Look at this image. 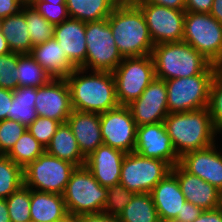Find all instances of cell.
<instances>
[{
  "label": "cell",
  "instance_id": "cell-1",
  "mask_svg": "<svg viewBox=\"0 0 222 222\" xmlns=\"http://www.w3.org/2000/svg\"><path fill=\"white\" fill-rule=\"evenodd\" d=\"M65 79L73 110L100 114L119 106L112 72L75 68Z\"/></svg>",
  "mask_w": 222,
  "mask_h": 222
},
{
  "label": "cell",
  "instance_id": "cell-2",
  "mask_svg": "<svg viewBox=\"0 0 222 222\" xmlns=\"http://www.w3.org/2000/svg\"><path fill=\"white\" fill-rule=\"evenodd\" d=\"M107 20L123 58L152 54L154 43L146 19L134 2L118 3Z\"/></svg>",
  "mask_w": 222,
  "mask_h": 222
},
{
  "label": "cell",
  "instance_id": "cell-3",
  "mask_svg": "<svg viewBox=\"0 0 222 222\" xmlns=\"http://www.w3.org/2000/svg\"><path fill=\"white\" fill-rule=\"evenodd\" d=\"M164 125L179 157L213 145L220 134L213 125L208 108L169 113Z\"/></svg>",
  "mask_w": 222,
  "mask_h": 222
},
{
  "label": "cell",
  "instance_id": "cell-4",
  "mask_svg": "<svg viewBox=\"0 0 222 222\" xmlns=\"http://www.w3.org/2000/svg\"><path fill=\"white\" fill-rule=\"evenodd\" d=\"M151 55L156 77L163 80L217 72L220 69L183 41L154 45Z\"/></svg>",
  "mask_w": 222,
  "mask_h": 222
},
{
  "label": "cell",
  "instance_id": "cell-5",
  "mask_svg": "<svg viewBox=\"0 0 222 222\" xmlns=\"http://www.w3.org/2000/svg\"><path fill=\"white\" fill-rule=\"evenodd\" d=\"M67 212L74 215L103 212L107 188L85 167H76L63 193Z\"/></svg>",
  "mask_w": 222,
  "mask_h": 222
},
{
  "label": "cell",
  "instance_id": "cell-6",
  "mask_svg": "<svg viewBox=\"0 0 222 222\" xmlns=\"http://www.w3.org/2000/svg\"><path fill=\"white\" fill-rule=\"evenodd\" d=\"M182 41L222 68V24L210 13L186 12Z\"/></svg>",
  "mask_w": 222,
  "mask_h": 222
},
{
  "label": "cell",
  "instance_id": "cell-7",
  "mask_svg": "<svg viewBox=\"0 0 222 222\" xmlns=\"http://www.w3.org/2000/svg\"><path fill=\"white\" fill-rule=\"evenodd\" d=\"M112 74L117 101L127 106L156 78L152 55L124 57Z\"/></svg>",
  "mask_w": 222,
  "mask_h": 222
},
{
  "label": "cell",
  "instance_id": "cell-8",
  "mask_svg": "<svg viewBox=\"0 0 222 222\" xmlns=\"http://www.w3.org/2000/svg\"><path fill=\"white\" fill-rule=\"evenodd\" d=\"M86 60L80 67L89 71L113 72L123 60L107 18L86 23Z\"/></svg>",
  "mask_w": 222,
  "mask_h": 222
},
{
  "label": "cell",
  "instance_id": "cell-9",
  "mask_svg": "<svg viewBox=\"0 0 222 222\" xmlns=\"http://www.w3.org/2000/svg\"><path fill=\"white\" fill-rule=\"evenodd\" d=\"M76 167L45 151L23 168L24 185L32 190L63 195Z\"/></svg>",
  "mask_w": 222,
  "mask_h": 222
},
{
  "label": "cell",
  "instance_id": "cell-10",
  "mask_svg": "<svg viewBox=\"0 0 222 222\" xmlns=\"http://www.w3.org/2000/svg\"><path fill=\"white\" fill-rule=\"evenodd\" d=\"M217 72H202L191 77L165 80L169 113L207 108L209 91Z\"/></svg>",
  "mask_w": 222,
  "mask_h": 222
},
{
  "label": "cell",
  "instance_id": "cell-11",
  "mask_svg": "<svg viewBox=\"0 0 222 222\" xmlns=\"http://www.w3.org/2000/svg\"><path fill=\"white\" fill-rule=\"evenodd\" d=\"M171 169L163 160L143 157L135 151L126 153L121 166L120 183L135 194L150 193Z\"/></svg>",
  "mask_w": 222,
  "mask_h": 222
},
{
  "label": "cell",
  "instance_id": "cell-12",
  "mask_svg": "<svg viewBox=\"0 0 222 222\" xmlns=\"http://www.w3.org/2000/svg\"><path fill=\"white\" fill-rule=\"evenodd\" d=\"M143 12L154 45L181 42L185 10H177L147 2H134Z\"/></svg>",
  "mask_w": 222,
  "mask_h": 222
},
{
  "label": "cell",
  "instance_id": "cell-13",
  "mask_svg": "<svg viewBox=\"0 0 222 222\" xmlns=\"http://www.w3.org/2000/svg\"><path fill=\"white\" fill-rule=\"evenodd\" d=\"M103 144L124 151L134 152L136 143V123L128 106L100 113Z\"/></svg>",
  "mask_w": 222,
  "mask_h": 222
},
{
  "label": "cell",
  "instance_id": "cell-14",
  "mask_svg": "<svg viewBox=\"0 0 222 222\" xmlns=\"http://www.w3.org/2000/svg\"><path fill=\"white\" fill-rule=\"evenodd\" d=\"M35 109L39 117L66 123L73 108L70 88L65 78H52L36 88Z\"/></svg>",
  "mask_w": 222,
  "mask_h": 222
},
{
  "label": "cell",
  "instance_id": "cell-15",
  "mask_svg": "<svg viewBox=\"0 0 222 222\" xmlns=\"http://www.w3.org/2000/svg\"><path fill=\"white\" fill-rule=\"evenodd\" d=\"M136 126L164 122L169 114L165 80L155 78L138 99L127 105Z\"/></svg>",
  "mask_w": 222,
  "mask_h": 222
},
{
  "label": "cell",
  "instance_id": "cell-16",
  "mask_svg": "<svg viewBox=\"0 0 222 222\" xmlns=\"http://www.w3.org/2000/svg\"><path fill=\"white\" fill-rule=\"evenodd\" d=\"M134 151L143 157L163 160L171 167L178 164L180 160L164 122L138 126Z\"/></svg>",
  "mask_w": 222,
  "mask_h": 222
},
{
  "label": "cell",
  "instance_id": "cell-17",
  "mask_svg": "<svg viewBox=\"0 0 222 222\" xmlns=\"http://www.w3.org/2000/svg\"><path fill=\"white\" fill-rule=\"evenodd\" d=\"M216 145L186 152L180 157L179 164L222 192V148L218 149Z\"/></svg>",
  "mask_w": 222,
  "mask_h": 222
},
{
  "label": "cell",
  "instance_id": "cell-18",
  "mask_svg": "<svg viewBox=\"0 0 222 222\" xmlns=\"http://www.w3.org/2000/svg\"><path fill=\"white\" fill-rule=\"evenodd\" d=\"M171 172L177 177L181 192L187 202L202 210H213L222 203V192L200 177L187 172L179 163L172 167Z\"/></svg>",
  "mask_w": 222,
  "mask_h": 222
},
{
  "label": "cell",
  "instance_id": "cell-19",
  "mask_svg": "<svg viewBox=\"0 0 222 222\" xmlns=\"http://www.w3.org/2000/svg\"><path fill=\"white\" fill-rule=\"evenodd\" d=\"M126 153L102 144L86 157L85 167L103 187L120 183L121 166Z\"/></svg>",
  "mask_w": 222,
  "mask_h": 222
},
{
  "label": "cell",
  "instance_id": "cell-20",
  "mask_svg": "<svg viewBox=\"0 0 222 222\" xmlns=\"http://www.w3.org/2000/svg\"><path fill=\"white\" fill-rule=\"evenodd\" d=\"M85 30L86 23L73 18L55 25L54 39L75 68H80L86 60Z\"/></svg>",
  "mask_w": 222,
  "mask_h": 222
},
{
  "label": "cell",
  "instance_id": "cell-21",
  "mask_svg": "<svg viewBox=\"0 0 222 222\" xmlns=\"http://www.w3.org/2000/svg\"><path fill=\"white\" fill-rule=\"evenodd\" d=\"M67 123L85 157L103 144L99 113L73 110Z\"/></svg>",
  "mask_w": 222,
  "mask_h": 222
},
{
  "label": "cell",
  "instance_id": "cell-22",
  "mask_svg": "<svg viewBox=\"0 0 222 222\" xmlns=\"http://www.w3.org/2000/svg\"><path fill=\"white\" fill-rule=\"evenodd\" d=\"M160 219H176L186 202L177 177L170 172L150 192Z\"/></svg>",
  "mask_w": 222,
  "mask_h": 222
},
{
  "label": "cell",
  "instance_id": "cell-23",
  "mask_svg": "<svg viewBox=\"0 0 222 222\" xmlns=\"http://www.w3.org/2000/svg\"><path fill=\"white\" fill-rule=\"evenodd\" d=\"M29 54L53 78H65L75 69L54 38L33 46Z\"/></svg>",
  "mask_w": 222,
  "mask_h": 222
},
{
  "label": "cell",
  "instance_id": "cell-24",
  "mask_svg": "<svg viewBox=\"0 0 222 222\" xmlns=\"http://www.w3.org/2000/svg\"><path fill=\"white\" fill-rule=\"evenodd\" d=\"M68 214L63 195L30 189V215L36 222H57Z\"/></svg>",
  "mask_w": 222,
  "mask_h": 222
},
{
  "label": "cell",
  "instance_id": "cell-25",
  "mask_svg": "<svg viewBox=\"0 0 222 222\" xmlns=\"http://www.w3.org/2000/svg\"><path fill=\"white\" fill-rule=\"evenodd\" d=\"M45 150L49 155L73 163L77 167L85 165L86 157L82 154L67 122L60 124Z\"/></svg>",
  "mask_w": 222,
  "mask_h": 222
},
{
  "label": "cell",
  "instance_id": "cell-26",
  "mask_svg": "<svg viewBox=\"0 0 222 222\" xmlns=\"http://www.w3.org/2000/svg\"><path fill=\"white\" fill-rule=\"evenodd\" d=\"M0 30L13 53L29 54L33 48L22 11L0 20Z\"/></svg>",
  "mask_w": 222,
  "mask_h": 222
},
{
  "label": "cell",
  "instance_id": "cell-27",
  "mask_svg": "<svg viewBox=\"0 0 222 222\" xmlns=\"http://www.w3.org/2000/svg\"><path fill=\"white\" fill-rule=\"evenodd\" d=\"M118 3L117 0H66L69 18L85 23L108 18Z\"/></svg>",
  "mask_w": 222,
  "mask_h": 222
},
{
  "label": "cell",
  "instance_id": "cell-28",
  "mask_svg": "<svg viewBox=\"0 0 222 222\" xmlns=\"http://www.w3.org/2000/svg\"><path fill=\"white\" fill-rule=\"evenodd\" d=\"M35 99V87H17L13 90V101L8 112V119L20 122L27 128L38 117Z\"/></svg>",
  "mask_w": 222,
  "mask_h": 222
},
{
  "label": "cell",
  "instance_id": "cell-29",
  "mask_svg": "<svg viewBox=\"0 0 222 222\" xmlns=\"http://www.w3.org/2000/svg\"><path fill=\"white\" fill-rule=\"evenodd\" d=\"M118 217L121 222H159L160 220L150 193L135 194Z\"/></svg>",
  "mask_w": 222,
  "mask_h": 222
},
{
  "label": "cell",
  "instance_id": "cell-30",
  "mask_svg": "<svg viewBox=\"0 0 222 222\" xmlns=\"http://www.w3.org/2000/svg\"><path fill=\"white\" fill-rule=\"evenodd\" d=\"M18 87H41L53 77L30 54H18Z\"/></svg>",
  "mask_w": 222,
  "mask_h": 222
},
{
  "label": "cell",
  "instance_id": "cell-31",
  "mask_svg": "<svg viewBox=\"0 0 222 222\" xmlns=\"http://www.w3.org/2000/svg\"><path fill=\"white\" fill-rule=\"evenodd\" d=\"M45 151V147L28 130H25L6 156L17 165L25 168Z\"/></svg>",
  "mask_w": 222,
  "mask_h": 222
},
{
  "label": "cell",
  "instance_id": "cell-32",
  "mask_svg": "<svg viewBox=\"0 0 222 222\" xmlns=\"http://www.w3.org/2000/svg\"><path fill=\"white\" fill-rule=\"evenodd\" d=\"M21 11L25 15L30 40L33 46L54 38L55 26L48 22L28 2L23 5Z\"/></svg>",
  "mask_w": 222,
  "mask_h": 222
},
{
  "label": "cell",
  "instance_id": "cell-33",
  "mask_svg": "<svg viewBox=\"0 0 222 222\" xmlns=\"http://www.w3.org/2000/svg\"><path fill=\"white\" fill-rule=\"evenodd\" d=\"M22 185L23 168L6 155H0V199H6Z\"/></svg>",
  "mask_w": 222,
  "mask_h": 222
},
{
  "label": "cell",
  "instance_id": "cell-34",
  "mask_svg": "<svg viewBox=\"0 0 222 222\" xmlns=\"http://www.w3.org/2000/svg\"><path fill=\"white\" fill-rule=\"evenodd\" d=\"M11 222H29L30 215V188L22 185L6 198Z\"/></svg>",
  "mask_w": 222,
  "mask_h": 222
},
{
  "label": "cell",
  "instance_id": "cell-35",
  "mask_svg": "<svg viewBox=\"0 0 222 222\" xmlns=\"http://www.w3.org/2000/svg\"><path fill=\"white\" fill-rule=\"evenodd\" d=\"M208 111L212 118L215 129L222 133V68H220L212 79Z\"/></svg>",
  "mask_w": 222,
  "mask_h": 222
},
{
  "label": "cell",
  "instance_id": "cell-36",
  "mask_svg": "<svg viewBox=\"0 0 222 222\" xmlns=\"http://www.w3.org/2000/svg\"><path fill=\"white\" fill-rule=\"evenodd\" d=\"M134 195V192L129 191L121 183L107 187V199L103 212L108 215L119 216Z\"/></svg>",
  "mask_w": 222,
  "mask_h": 222
},
{
  "label": "cell",
  "instance_id": "cell-37",
  "mask_svg": "<svg viewBox=\"0 0 222 222\" xmlns=\"http://www.w3.org/2000/svg\"><path fill=\"white\" fill-rule=\"evenodd\" d=\"M18 53H7L0 56V87L15 90L18 87Z\"/></svg>",
  "mask_w": 222,
  "mask_h": 222
},
{
  "label": "cell",
  "instance_id": "cell-38",
  "mask_svg": "<svg viewBox=\"0 0 222 222\" xmlns=\"http://www.w3.org/2000/svg\"><path fill=\"white\" fill-rule=\"evenodd\" d=\"M27 128L20 122L5 119L0 121V155H6Z\"/></svg>",
  "mask_w": 222,
  "mask_h": 222
},
{
  "label": "cell",
  "instance_id": "cell-39",
  "mask_svg": "<svg viewBox=\"0 0 222 222\" xmlns=\"http://www.w3.org/2000/svg\"><path fill=\"white\" fill-rule=\"evenodd\" d=\"M60 122L47 117H37L28 127L27 130L31 135L40 142L45 148L50 144L53 135L56 133Z\"/></svg>",
  "mask_w": 222,
  "mask_h": 222
},
{
  "label": "cell",
  "instance_id": "cell-40",
  "mask_svg": "<svg viewBox=\"0 0 222 222\" xmlns=\"http://www.w3.org/2000/svg\"><path fill=\"white\" fill-rule=\"evenodd\" d=\"M27 2L54 26L69 18L66 4H53L39 0H27Z\"/></svg>",
  "mask_w": 222,
  "mask_h": 222
},
{
  "label": "cell",
  "instance_id": "cell-41",
  "mask_svg": "<svg viewBox=\"0 0 222 222\" xmlns=\"http://www.w3.org/2000/svg\"><path fill=\"white\" fill-rule=\"evenodd\" d=\"M27 0H0V20L21 11Z\"/></svg>",
  "mask_w": 222,
  "mask_h": 222
},
{
  "label": "cell",
  "instance_id": "cell-42",
  "mask_svg": "<svg viewBox=\"0 0 222 222\" xmlns=\"http://www.w3.org/2000/svg\"><path fill=\"white\" fill-rule=\"evenodd\" d=\"M203 211L204 210H202L198 206H195L194 204L186 201L183 204V209L181 210V213H179L176 217V220H178L179 222H193Z\"/></svg>",
  "mask_w": 222,
  "mask_h": 222
},
{
  "label": "cell",
  "instance_id": "cell-43",
  "mask_svg": "<svg viewBox=\"0 0 222 222\" xmlns=\"http://www.w3.org/2000/svg\"><path fill=\"white\" fill-rule=\"evenodd\" d=\"M12 101L13 90L0 87V121L8 119Z\"/></svg>",
  "mask_w": 222,
  "mask_h": 222
},
{
  "label": "cell",
  "instance_id": "cell-44",
  "mask_svg": "<svg viewBox=\"0 0 222 222\" xmlns=\"http://www.w3.org/2000/svg\"><path fill=\"white\" fill-rule=\"evenodd\" d=\"M212 4L213 0H185V11L209 13Z\"/></svg>",
  "mask_w": 222,
  "mask_h": 222
},
{
  "label": "cell",
  "instance_id": "cell-45",
  "mask_svg": "<svg viewBox=\"0 0 222 222\" xmlns=\"http://www.w3.org/2000/svg\"><path fill=\"white\" fill-rule=\"evenodd\" d=\"M79 222H121L118 216L108 215L104 212L79 215Z\"/></svg>",
  "mask_w": 222,
  "mask_h": 222
},
{
  "label": "cell",
  "instance_id": "cell-46",
  "mask_svg": "<svg viewBox=\"0 0 222 222\" xmlns=\"http://www.w3.org/2000/svg\"><path fill=\"white\" fill-rule=\"evenodd\" d=\"M193 222H222V210L220 207L204 210Z\"/></svg>",
  "mask_w": 222,
  "mask_h": 222
},
{
  "label": "cell",
  "instance_id": "cell-47",
  "mask_svg": "<svg viewBox=\"0 0 222 222\" xmlns=\"http://www.w3.org/2000/svg\"><path fill=\"white\" fill-rule=\"evenodd\" d=\"M135 2H147L177 10H185V0H136Z\"/></svg>",
  "mask_w": 222,
  "mask_h": 222
},
{
  "label": "cell",
  "instance_id": "cell-48",
  "mask_svg": "<svg viewBox=\"0 0 222 222\" xmlns=\"http://www.w3.org/2000/svg\"><path fill=\"white\" fill-rule=\"evenodd\" d=\"M209 13L222 24V0H213Z\"/></svg>",
  "mask_w": 222,
  "mask_h": 222
},
{
  "label": "cell",
  "instance_id": "cell-49",
  "mask_svg": "<svg viewBox=\"0 0 222 222\" xmlns=\"http://www.w3.org/2000/svg\"><path fill=\"white\" fill-rule=\"evenodd\" d=\"M0 222H11L6 199H0Z\"/></svg>",
  "mask_w": 222,
  "mask_h": 222
},
{
  "label": "cell",
  "instance_id": "cell-50",
  "mask_svg": "<svg viewBox=\"0 0 222 222\" xmlns=\"http://www.w3.org/2000/svg\"><path fill=\"white\" fill-rule=\"evenodd\" d=\"M10 52H11V50L8 46L7 40H6V38L4 37L3 33L0 30V56L4 55V54H7V53H10Z\"/></svg>",
  "mask_w": 222,
  "mask_h": 222
},
{
  "label": "cell",
  "instance_id": "cell-51",
  "mask_svg": "<svg viewBox=\"0 0 222 222\" xmlns=\"http://www.w3.org/2000/svg\"><path fill=\"white\" fill-rule=\"evenodd\" d=\"M57 222H79V215L74 214H66L62 219L58 220Z\"/></svg>",
  "mask_w": 222,
  "mask_h": 222
},
{
  "label": "cell",
  "instance_id": "cell-52",
  "mask_svg": "<svg viewBox=\"0 0 222 222\" xmlns=\"http://www.w3.org/2000/svg\"><path fill=\"white\" fill-rule=\"evenodd\" d=\"M39 1H44L53 4H66V0H39Z\"/></svg>",
  "mask_w": 222,
  "mask_h": 222
},
{
  "label": "cell",
  "instance_id": "cell-53",
  "mask_svg": "<svg viewBox=\"0 0 222 222\" xmlns=\"http://www.w3.org/2000/svg\"><path fill=\"white\" fill-rule=\"evenodd\" d=\"M159 222H179L176 219H160Z\"/></svg>",
  "mask_w": 222,
  "mask_h": 222
},
{
  "label": "cell",
  "instance_id": "cell-54",
  "mask_svg": "<svg viewBox=\"0 0 222 222\" xmlns=\"http://www.w3.org/2000/svg\"><path fill=\"white\" fill-rule=\"evenodd\" d=\"M119 3H124V2H135L136 0H117Z\"/></svg>",
  "mask_w": 222,
  "mask_h": 222
}]
</instances>
